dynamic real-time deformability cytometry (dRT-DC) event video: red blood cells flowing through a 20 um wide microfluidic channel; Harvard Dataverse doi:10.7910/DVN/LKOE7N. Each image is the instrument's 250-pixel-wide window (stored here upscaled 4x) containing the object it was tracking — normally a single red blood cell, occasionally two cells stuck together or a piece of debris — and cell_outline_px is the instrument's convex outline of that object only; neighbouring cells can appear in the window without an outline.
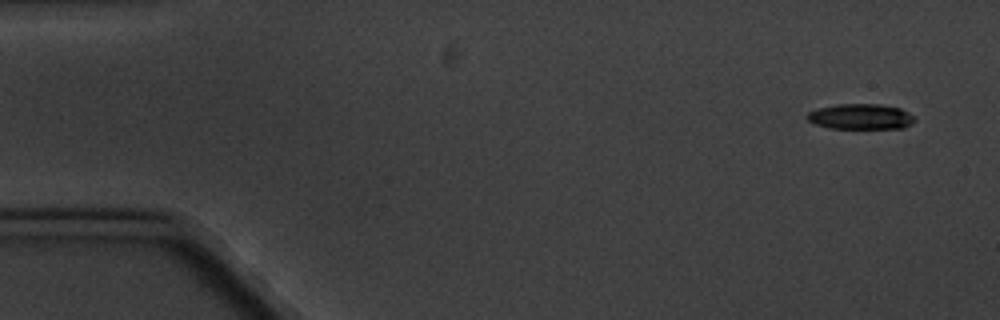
{"species": "common noctule bat (a hibernating species)", "species_latin": "Nyctalus noctula", "temperature_condition": "cold", "stored_images_in_passage": 5, "camera_frame_rate_fps": 3000, "um_per_image_px": 0.085, "animal": {"sex": "male", "body_mass_g": 20.1, "forearm_length_mm": 53.5}, "frame": {"image": 1, "passage_image": 1, "time_ms": 0.0, "image_size_px": [1000, 320], "cell_outline_px": [[916, 120], [912, 124], [904, 128], [832, 128], [816, 124], [808, 120], [804, 116], [808, 112], [820, 108], [836, 104], [880, 104], [900, 108], [916, 116]], "centroid_in_image_um": [73.2, 9.91], "position_along_channel_um": 11.8, "area_um2": 16.01}}
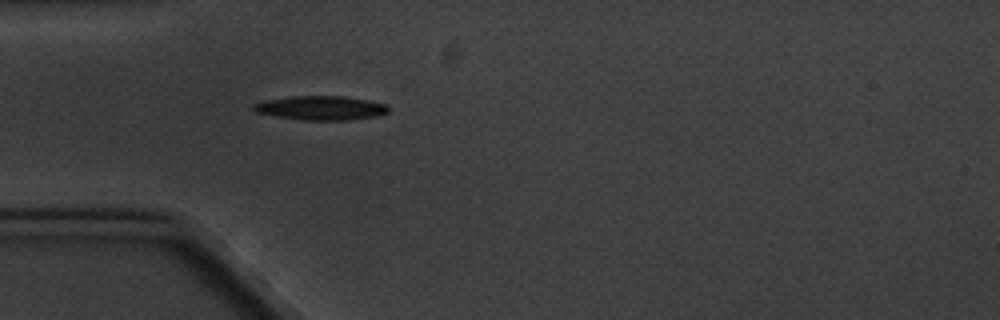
{"frame": {"image": 2, "passage_image": 5, "time_ms": 4.667, "image_size_px": [1000, 320], "cell_outline_px": [[388, 112], [376, 116], [348, 120], [304, 120], [276, 116], [256, 112], [252, 108], [252, 104], [264, 100], [292, 96], [344, 96], [384, 104], [388, 108]], "centroid_in_image_um": [27.21, 9.17], "position_along_channel_um": 57.8, "area_um2": 18.73}}